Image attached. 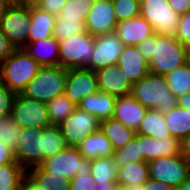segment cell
I'll return each instance as SVG.
<instances>
[{"instance_id":"obj_53","label":"cell","mask_w":190,"mask_h":190,"mask_svg":"<svg viewBox=\"0 0 190 190\" xmlns=\"http://www.w3.org/2000/svg\"><path fill=\"white\" fill-rule=\"evenodd\" d=\"M9 6H23L28 5L29 0H5Z\"/></svg>"},{"instance_id":"obj_47","label":"cell","mask_w":190,"mask_h":190,"mask_svg":"<svg viewBox=\"0 0 190 190\" xmlns=\"http://www.w3.org/2000/svg\"><path fill=\"white\" fill-rule=\"evenodd\" d=\"M143 190H174L171 186H168L165 183L153 180L149 178L145 183H144V189Z\"/></svg>"},{"instance_id":"obj_1","label":"cell","mask_w":190,"mask_h":190,"mask_svg":"<svg viewBox=\"0 0 190 190\" xmlns=\"http://www.w3.org/2000/svg\"><path fill=\"white\" fill-rule=\"evenodd\" d=\"M136 46L149 63L151 73L166 76L186 63V46L173 35L155 33Z\"/></svg>"},{"instance_id":"obj_10","label":"cell","mask_w":190,"mask_h":190,"mask_svg":"<svg viewBox=\"0 0 190 190\" xmlns=\"http://www.w3.org/2000/svg\"><path fill=\"white\" fill-rule=\"evenodd\" d=\"M99 127L100 121L79 107L59 125L68 147H78L88 135L98 131Z\"/></svg>"},{"instance_id":"obj_51","label":"cell","mask_w":190,"mask_h":190,"mask_svg":"<svg viewBox=\"0 0 190 190\" xmlns=\"http://www.w3.org/2000/svg\"><path fill=\"white\" fill-rule=\"evenodd\" d=\"M117 186V182H107V184H96L95 190H115V187Z\"/></svg>"},{"instance_id":"obj_42","label":"cell","mask_w":190,"mask_h":190,"mask_svg":"<svg viewBox=\"0 0 190 190\" xmlns=\"http://www.w3.org/2000/svg\"><path fill=\"white\" fill-rule=\"evenodd\" d=\"M96 183L91 175H76L70 180V190H95Z\"/></svg>"},{"instance_id":"obj_37","label":"cell","mask_w":190,"mask_h":190,"mask_svg":"<svg viewBox=\"0 0 190 190\" xmlns=\"http://www.w3.org/2000/svg\"><path fill=\"white\" fill-rule=\"evenodd\" d=\"M21 127L14 121L11 115L0 117V140L13 151L17 147Z\"/></svg>"},{"instance_id":"obj_49","label":"cell","mask_w":190,"mask_h":190,"mask_svg":"<svg viewBox=\"0 0 190 190\" xmlns=\"http://www.w3.org/2000/svg\"><path fill=\"white\" fill-rule=\"evenodd\" d=\"M181 154L190 161V135L184 138L181 142Z\"/></svg>"},{"instance_id":"obj_17","label":"cell","mask_w":190,"mask_h":190,"mask_svg":"<svg viewBox=\"0 0 190 190\" xmlns=\"http://www.w3.org/2000/svg\"><path fill=\"white\" fill-rule=\"evenodd\" d=\"M139 149L145 162L159 157H169L181 153L180 141L172 136L156 139L147 135H139Z\"/></svg>"},{"instance_id":"obj_7","label":"cell","mask_w":190,"mask_h":190,"mask_svg":"<svg viewBox=\"0 0 190 190\" xmlns=\"http://www.w3.org/2000/svg\"><path fill=\"white\" fill-rule=\"evenodd\" d=\"M149 178L165 183L176 189L190 178V161L181 153L169 157H159L148 162Z\"/></svg>"},{"instance_id":"obj_26","label":"cell","mask_w":190,"mask_h":190,"mask_svg":"<svg viewBox=\"0 0 190 190\" xmlns=\"http://www.w3.org/2000/svg\"><path fill=\"white\" fill-rule=\"evenodd\" d=\"M136 134L147 135L156 139L171 136L164 113L159 112L157 109L147 110Z\"/></svg>"},{"instance_id":"obj_12","label":"cell","mask_w":190,"mask_h":190,"mask_svg":"<svg viewBox=\"0 0 190 190\" xmlns=\"http://www.w3.org/2000/svg\"><path fill=\"white\" fill-rule=\"evenodd\" d=\"M15 160L26 170L43 163L42 129L22 127L17 147L14 150Z\"/></svg>"},{"instance_id":"obj_2","label":"cell","mask_w":190,"mask_h":190,"mask_svg":"<svg viewBox=\"0 0 190 190\" xmlns=\"http://www.w3.org/2000/svg\"><path fill=\"white\" fill-rule=\"evenodd\" d=\"M131 95L147 109L161 113L177 106V97L169 90L165 76L151 72L133 84Z\"/></svg>"},{"instance_id":"obj_20","label":"cell","mask_w":190,"mask_h":190,"mask_svg":"<svg viewBox=\"0 0 190 190\" xmlns=\"http://www.w3.org/2000/svg\"><path fill=\"white\" fill-rule=\"evenodd\" d=\"M117 65L132 85L150 72L149 63L137 46H124Z\"/></svg>"},{"instance_id":"obj_44","label":"cell","mask_w":190,"mask_h":190,"mask_svg":"<svg viewBox=\"0 0 190 190\" xmlns=\"http://www.w3.org/2000/svg\"><path fill=\"white\" fill-rule=\"evenodd\" d=\"M15 50L16 48L0 30V64L3 63Z\"/></svg>"},{"instance_id":"obj_8","label":"cell","mask_w":190,"mask_h":190,"mask_svg":"<svg viewBox=\"0 0 190 190\" xmlns=\"http://www.w3.org/2000/svg\"><path fill=\"white\" fill-rule=\"evenodd\" d=\"M140 15L157 35H175L180 15L173 11L168 0H140Z\"/></svg>"},{"instance_id":"obj_48","label":"cell","mask_w":190,"mask_h":190,"mask_svg":"<svg viewBox=\"0 0 190 190\" xmlns=\"http://www.w3.org/2000/svg\"><path fill=\"white\" fill-rule=\"evenodd\" d=\"M19 190H42L27 174L21 181Z\"/></svg>"},{"instance_id":"obj_11","label":"cell","mask_w":190,"mask_h":190,"mask_svg":"<svg viewBox=\"0 0 190 190\" xmlns=\"http://www.w3.org/2000/svg\"><path fill=\"white\" fill-rule=\"evenodd\" d=\"M11 116L21 128L35 127L42 129L50 125L46 103L27 98L22 94L16 95Z\"/></svg>"},{"instance_id":"obj_16","label":"cell","mask_w":190,"mask_h":190,"mask_svg":"<svg viewBox=\"0 0 190 190\" xmlns=\"http://www.w3.org/2000/svg\"><path fill=\"white\" fill-rule=\"evenodd\" d=\"M95 73L99 91L116 97L131 94L133 85L117 64L98 69Z\"/></svg>"},{"instance_id":"obj_21","label":"cell","mask_w":190,"mask_h":190,"mask_svg":"<svg viewBox=\"0 0 190 190\" xmlns=\"http://www.w3.org/2000/svg\"><path fill=\"white\" fill-rule=\"evenodd\" d=\"M22 49L40 66L59 65V41L54 37L27 43Z\"/></svg>"},{"instance_id":"obj_15","label":"cell","mask_w":190,"mask_h":190,"mask_svg":"<svg viewBox=\"0 0 190 190\" xmlns=\"http://www.w3.org/2000/svg\"><path fill=\"white\" fill-rule=\"evenodd\" d=\"M117 23L112 0H94L85 29L92 36L103 35L115 32Z\"/></svg>"},{"instance_id":"obj_55","label":"cell","mask_w":190,"mask_h":190,"mask_svg":"<svg viewBox=\"0 0 190 190\" xmlns=\"http://www.w3.org/2000/svg\"><path fill=\"white\" fill-rule=\"evenodd\" d=\"M176 190H190V178L179 185Z\"/></svg>"},{"instance_id":"obj_30","label":"cell","mask_w":190,"mask_h":190,"mask_svg":"<svg viewBox=\"0 0 190 190\" xmlns=\"http://www.w3.org/2000/svg\"><path fill=\"white\" fill-rule=\"evenodd\" d=\"M76 108L64 93L57 95L46 103L49 124L59 126Z\"/></svg>"},{"instance_id":"obj_32","label":"cell","mask_w":190,"mask_h":190,"mask_svg":"<svg viewBox=\"0 0 190 190\" xmlns=\"http://www.w3.org/2000/svg\"><path fill=\"white\" fill-rule=\"evenodd\" d=\"M117 170L113 157H100L91 160V175L96 184L117 182Z\"/></svg>"},{"instance_id":"obj_36","label":"cell","mask_w":190,"mask_h":190,"mask_svg":"<svg viewBox=\"0 0 190 190\" xmlns=\"http://www.w3.org/2000/svg\"><path fill=\"white\" fill-rule=\"evenodd\" d=\"M113 159L117 168L132 162L144 161L139 149V134H136L135 138L123 148L115 150L113 153Z\"/></svg>"},{"instance_id":"obj_40","label":"cell","mask_w":190,"mask_h":190,"mask_svg":"<svg viewBox=\"0 0 190 190\" xmlns=\"http://www.w3.org/2000/svg\"><path fill=\"white\" fill-rule=\"evenodd\" d=\"M16 95L0 80V117L11 115Z\"/></svg>"},{"instance_id":"obj_46","label":"cell","mask_w":190,"mask_h":190,"mask_svg":"<svg viewBox=\"0 0 190 190\" xmlns=\"http://www.w3.org/2000/svg\"><path fill=\"white\" fill-rule=\"evenodd\" d=\"M170 7L178 15H184L190 10V0H168Z\"/></svg>"},{"instance_id":"obj_4","label":"cell","mask_w":190,"mask_h":190,"mask_svg":"<svg viewBox=\"0 0 190 190\" xmlns=\"http://www.w3.org/2000/svg\"><path fill=\"white\" fill-rule=\"evenodd\" d=\"M68 69L61 66H41L37 75L21 93L27 98L44 103L63 94L66 87Z\"/></svg>"},{"instance_id":"obj_24","label":"cell","mask_w":190,"mask_h":190,"mask_svg":"<svg viewBox=\"0 0 190 190\" xmlns=\"http://www.w3.org/2000/svg\"><path fill=\"white\" fill-rule=\"evenodd\" d=\"M77 148L82 156L89 160L113 157L114 153L111 141L100 129L88 135Z\"/></svg>"},{"instance_id":"obj_56","label":"cell","mask_w":190,"mask_h":190,"mask_svg":"<svg viewBox=\"0 0 190 190\" xmlns=\"http://www.w3.org/2000/svg\"><path fill=\"white\" fill-rule=\"evenodd\" d=\"M186 63L190 65V45L186 46Z\"/></svg>"},{"instance_id":"obj_31","label":"cell","mask_w":190,"mask_h":190,"mask_svg":"<svg viewBox=\"0 0 190 190\" xmlns=\"http://www.w3.org/2000/svg\"><path fill=\"white\" fill-rule=\"evenodd\" d=\"M68 146L61 134L59 126L49 125L42 128V155L44 159L57 154Z\"/></svg>"},{"instance_id":"obj_18","label":"cell","mask_w":190,"mask_h":190,"mask_svg":"<svg viewBox=\"0 0 190 190\" xmlns=\"http://www.w3.org/2000/svg\"><path fill=\"white\" fill-rule=\"evenodd\" d=\"M115 33L124 46H136L155 34L153 26L141 15L118 22Z\"/></svg>"},{"instance_id":"obj_50","label":"cell","mask_w":190,"mask_h":190,"mask_svg":"<svg viewBox=\"0 0 190 190\" xmlns=\"http://www.w3.org/2000/svg\"><path fill=\"white\" fill-rule=\"evenodd\" d=\"M177 105L190 111V91L177 98Z\"/></svg>"},{"instance_id":"obj_52","label":"cell","mask_w":190,"mask_h":190,"mask_svg":"<svg viewBox=\"0 0 190 190\" xmlns=\"http://www.w3.org/2000/svg\"><path fill=\"white\" fill-rule=\"evenodd\" d=\"M144 189V183H140V184H136L132 187H126V186H121V185H117L115 187V190H143Z\"/></svg>"},{"instance_id":"obj_35","label":"cell","mask_w":190,"mask_h":190,"mask_svg":"<svg viewBox=\"0 0 190 190\" xmlns=\"http://www.w3.org/2000/svg\"><path fill=\"white\" fill-rule=\"evenodd\" d=\"M85 21L66 18L65 16H56L53 37L57 41H62L72 35L84 32Z\"/></svg>"},{"instance_id":"obj_27","label":"cell","mask_w":190,"mask_h":190,"mask_svg":"<svg viewBox=\"0 0 190 190\" xmlns=\"http://www.w3.org/2000/svg\"><path fill=\"white\" fill-rule=\"evenodd\" d=\"M170 135L180 142L190 135V111L180 106H175L164 113Z\"/></svg>"},{"instance_id":"obj_23","label":"cell","mask_w":190,"mask_h":190,"mask_svg":"<svg viewBox=\"0 0 190 190\" xmlns=\"http://www.w3.org/2000/svg\"><path fill=\"white\" fill-rule=\"evenodd\" d=\"M30 33L28 43L53 37L56 16L30 4Z\"/></svg>"},{"instance_id":"obj_33","label":"cell","mask_w":190,"mask_h":190,"mask_svg":"<svg viewBox=\"0 0 190 190\" xmlns=\"http://www.w3.org/2000/svg\"><path fill=\"white\" fill-rule=\"evenodd\" d=\"M169 90L177 98L190 91V65L187 63L169 72L165 76Z\"/></svg>"},{"instance_id":"obj_29","label":"cell","mask_w":190,"mask_h":190,"mask_svg":"<svg viewBox=\"0 0 190 190\" xmlns=\"http://www.w3.org/2000/svg\"><path fill=\"white\" fill-rule=\"evenodd\" d=\"M27 175L42 187V190H70V180L45 172L40 166L30 168Z\"/></svg>"},{"instance_id":"obj_9","label":"cell","mask_w":190,"mask_h":190,"mask_svg":"<svg viewBox=\"0 0 190 190\" xmlns=\"http://www.w3.org/2000/svg\"><path fill=\"white\" fill-rule=\"evenodd\" d=\"M30 23V4L9 6L0 19V30L16 49H22L28 43Z\"/></svg>"},{"instance_id":"obj_57","label":"cell","mask_w":190,"mask_h":190,"mask_svg":"<svg viewBox=\"0 0 190 190\" xmlns=\"http://www.w3.org/2000/svg\"><path fill=\"white\" fill-rule=\"evenodd\" d=\"M37 0H29V4H34Z\"/></svg>"},{"instance_id":"obj_19","label":"cell","mask_w":190,"mask_h":190,"mask_svg":"<svg viewBox=\"0 0 190 190\" xmlns=\"http://www.w3.org/2000/svg\"><path fill=\"white\" fill-rule=\"evenodd\" d=\"M147 110L131 94L119 96L115 100L112 118L120 121L124 126L137 131Z\"/></svg>"},{"instance_id":"obj_3","label":"cell","mask_w":190,"mask_h":190,"mask_svg":"<svg viewBox=\"0 0 190 190\" xmlns=\"http://www.w3.org/2000/svg\"><path fill=\"white\" fill-rule=\"evenodd\" d=\"M40 68L23 49H16L0 64V80L14 93L21 94Z\"/></svg>"},{"instance_id":"obj_39","label":"cell","mask_w":190,"mask_h":190,"mask_svg":"<svg viewBox=\"0 0 190 190\" xmlns=\"http://www.w3.org/2000/svg\"><path fill=\"white\" fill-rule=\"evenodd\" d=\"M118 22L140 15V0H112Z\"/></svg>"},{"instance_id":"obj_14","label":"cell","mask_w":190,"mask_h":190,"mask_svg":"<svg viewBox=\"0 0 190 190\" xmlns=\"http://www.w3.org/2000/svg\"><path fill=\"white\" fill-rule=\"evenodd\" d=\"M123 47L115 32L94 36L93 57L86 69L96 71L117 64Z\"/></svg>"},{"instance_id":"obj_28","label":"cell","mask_w":190,"mask_h":190,"mask_svg":"<svg viewBox=\"0 0 190 190\" xmlns=\"http://www.w3.org/2000/svg\"><path fill=\"white\" fill-rule=\"evenodd\" d=\"M149 179L148 162H132L117 170V185L132 187Z\"/></svg>"},{"instance_id":"obj_45","label":"cell","mask_w":190,"mask_h":190,"mask_svg":"<svg viewBox=\"0 0 190 190\" xmlns=\"http://www.w3.org/2000/svg\"><path fill=\"white\" fill-rule=\"evenodd\" d=\"M7 163H18L15 160L14 151L0 140V166Z\"/></svg>"},{"instance_id":"obj_34","label":"cell","mask_w":190,"mask_h":190,"mask_svg":"<svg viewBox=\"0 0 190 190\" xmlns=\"http://www.w3.org/2000/svg\"><path fill=\"white\" fill-rule=\"evenodd\" d=\"M27 171L19 163L0 166V190H19Z\"/></svg>"},{"instance_id":"obj_25","label":"cell","mask_w":190,"mask_h":190,"mask_svg":"<svg viewBox=\"0 0 190 190\" xmlns=\"http://www.w3.org/2000/svg\"><path fill=\"white\" fill-rule=\"evenodd\" d=\"M99 129L111 141L114 151L123 148L136 135L135 130L124 126L120 121L113 118L101 121Z\"/></svg>"},{"instance_id":"obj_13","label":"cell","mask_w":190,"mask_h":190,"mask_svg":"<svg viewBox=\"0 0 190 190\" xmlns=\"http://www.w3.org/2000/svg\"><path fill=\"white\" fill-rule=\"evenodd\" d=\"M99 91L94 70L86 68L68 69L64 94L75 105H79L85 96Z\"/></svg>"},{"instance_id":"obj_22","label":"cell","mask_w":190,"mask_h":190,"mask_svg":"<svg viewBox=\"0 0 190 190\" xmlns=\"http://www.w3.org/2000/svg\"><path fill=\"white\" fill-rule=\"evenodd\" d=\"M116 96L101 91L85 96L77 106L94 115L100 122L112 118Z\"/></svg>"},{"instance_id":"obj_6","label":"cell","mask_w":190,"mask_h":190,"mask_svg":"<svg viewBox=\"0 0 190 190\" xmlns=\"http://www.w3.org/2000/svg\"><path fill=\"white\" fill-rule=\"evenodd\" d=\"M40 167L45 172L71 180L74 176L91 173V160L85 159L77 147H67L63 151L44 159Z\"/></svg>"},{"instance_id":"obj_43","label":"cell","mask_w":190,"mask_h":190,"mask_svg":"<svg viewBox=\"0 0 190 190\" xmlns=\"http://www.w3.org/2000/svg\"><path fill=\"white\" fill-rule=\"evenodd\" d=\"M66 3L67 0H37L34 5L57 16Z\"/></svg>"},{"instance_id":"obj_38","label":"cell","mask_w":190,"mask_h":190,"mask_svg":"<svg viewBox=\"0 0 190 190\" xmlns=\"http://www.w3.org/2000/svg\"><path fill=\"white\" fill-rule=\"evenodd\" d=\"M93 3L94 0H67L57 16L85 21Z\"/></svg>"},{"instance_id":"obj_54","label":"cell","mask_w":190,"mask_h":190,"mask_svg":"<svg viewBox=\"0 0 190 190\" xmlns=\"http://www.w3.org/2000/svg\"><path fill=\"white\" fill-rule=\"evenodd\" d=\"M9 5L5 0H0V19L5 15L7 12Z\"/></svg>"},{"instance_id":"obj_5","label":"cell","mask_w":190,"mask_h":190,"mask_svg":"<svg viewBox=\"0 0 190 190\" xmlns=\"http://www.w3.org/2000/svg\"><path fill=\"white\" fill-rule=\"evenodd\" d=\"M94 52V36L86 30L59 41V66L86 68L92 61Z\"/></svg>"},{"instance_id":"obj_41","label":"cell","mask_w":190,"mask_h":190,"mask_svg":"<svg viewBox=\"0 0 190 190\" xmlns=\"http://www.w3.org/2000/svg\"><path fill=\"white\" fill-rule=\"evenodd\" d=\"M174 36L184 46L190 45V10L180 16Z\"/></svg>"}]
</instances>
